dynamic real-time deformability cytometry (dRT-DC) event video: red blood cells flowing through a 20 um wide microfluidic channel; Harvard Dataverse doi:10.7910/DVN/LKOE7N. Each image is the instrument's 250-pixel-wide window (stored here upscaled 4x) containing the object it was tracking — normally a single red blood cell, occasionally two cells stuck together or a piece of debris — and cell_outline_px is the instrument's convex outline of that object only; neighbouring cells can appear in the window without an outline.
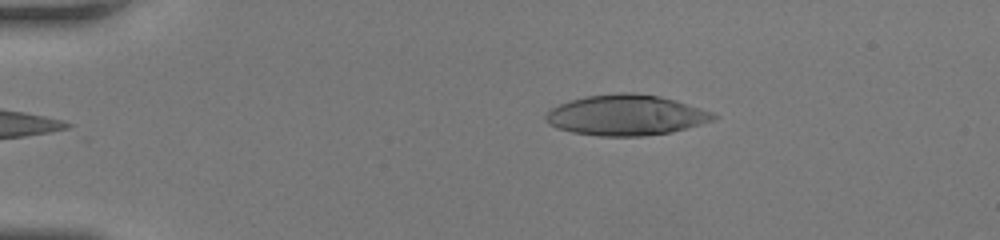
{"species": "human", "species_latin": "Homo sapiens", "temperature_condition": "room temperature", "stored_images_in_passage": 40, "camera_frame_rate_fps": 3000, "um_per_image_px": 0.085, "donor": {"sex": "female"}, "frame": {"image": 1, "passage_image": 1, "time_ms": 0.0, "image_size_px": [1000, 240], "cell_outline_px": [[720, 116], [712, 120], [700, 124], [672, 132], [644, 136], [600, 136], [572, 132], [556, 128], [548, 124], [544, 116], [552, 108], [560, 104], [572, 100], [588, 96], [620, 92], [632, 92], [660, 96], [700, 108], [712, 112]], "centroid_in_image_um": [53.21, 9.79], "position_along_channel_um": 31.8, "area_um2": 39.42}}
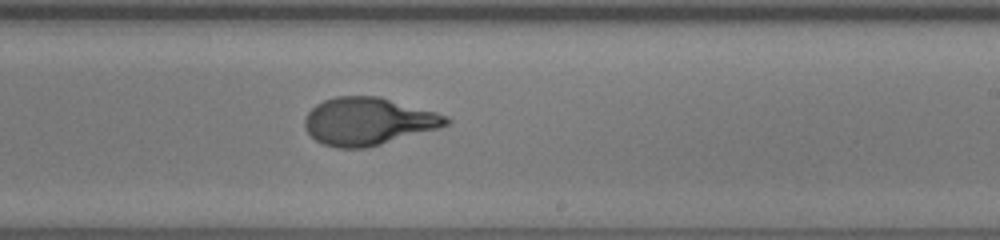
{"frame": {"image": 2, "passage_image": 22, "time_ms": 7.0, "image_size_px": [1000, 240], "cell_outline_px": [[452, 120], [448, 124], [440, 128], [380, 144], [364, 148], [336, 148], [324, 144], [316, 140], [304, 128], [304, 120], [308, 112], [316, 104], [324, 100], [336, 96], [380, 96], [436, 112], [448, 116]], "centroid_in_image_um": [31.3, 10.3], "position_along_channel_um": 257.7, "area_um2": 39.19}}
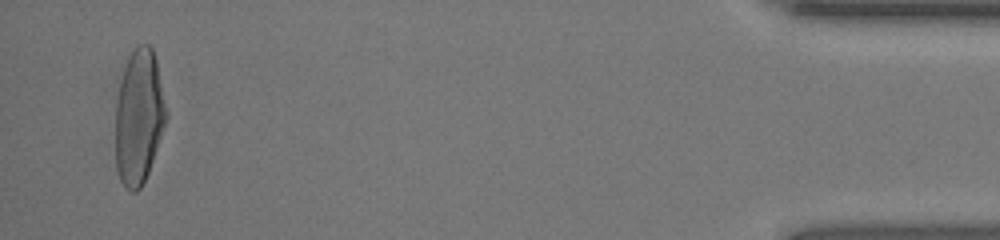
{"frame": {"image": 3, "passage_image": 39, "time_ms": 12.667, "image_size_px": [1000, 240], "cell_outline_px": [[168, 116], [148, 172], [140, 188], [136, 192], [132, 192], [124, 188], [120, 180], [116, 168], [116, 104], [120, 80], [128, 56], [140, 44], [148, 44], [152, 48], [156, 60], [168, 112]], "centroid_in_image_um": [11.8, 9.94], "position_along_channel_um": 423.4, "area_um2": 39.77}, "authors_computed_cell_mechanics": {"area_um2": 39.1306, "velocity_mm_per_s": 4.2704, "shape_relaxation_time_tau1_ms": 3.9711, "shape_relaxation_time_tau2_ms": null, "deformation_change_tau1": 0.2449, "deformation_change_tau2": null}}